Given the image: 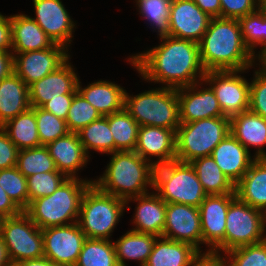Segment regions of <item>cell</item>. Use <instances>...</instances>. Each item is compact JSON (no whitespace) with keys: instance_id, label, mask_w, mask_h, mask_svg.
Instances as JSON below:
<instances>
[{"instance_id":"cell-1","label":"cell","mask_w":266,"mask_h":266,"mask_svg":"<svg viewBox=\"0 0 266 266\" xmlns=\"http://www.w3.org/2000/svg\"><path fill=\"white\" fill-rule=\"evenodd\" d=\"M160 42L127 59L145 81L179 89L204 79L206 71L200 61L198 43L172 36L161 37Z\"/></svg>"},{"instance_id":"cell-2","label":"cell","mask_w":266,"mask_h":266,"mask_svg":"<svg viewBox=\"0 0 266 266\" xmlns=\"http://www.w3.org/2000/svg\"><path fill=\"white\" fill-rule=\"evenodd\" d=\"M199 52L206 72L251 69L257 60L243 42L238 19L212 18Z\"/></svg>"},{"instance_id":"cell-3","label":"cell","mask_w":266,"mask_h":266,"mask_svg":"<svg viewBox=\"0 0 266 266\" xmlns=\"http://www.w3.org/2000/svg\"><path fill=\"white\" fill-rule=\"evenodd\" d=\"M103 175L93 184L102 192L127 200L149 193L153 189L154 168L135 151H116Z\"/></svg>"},{"instance_id":"cell-4","label":"cell","mask_w":266,"mask_h":266,"mask_svg":"<svg viewBox=\"0 0 266 266\" xmlns=\"http://www.w3.org/2000/svg\"><path fill=\"white\" fill-rule=\"evenodd\" d=\"M93 181L67 178L51 195L33 200L24 212L41 230L76 223L82 196Z\"/></svg>"},{"instance_id":"cell-5","label":"cell","mask_w":266,"mask_h":266,"mask_svg":"<svg viewBox=\"0 0 266 266\" xmlns=\"http://www.w3.org/2000/svg\"><path fill=\"white\" fill-rule=\"evenodd\" d=\"M124 109L140 126L172 129L180 126L177 89L161 86L137 95L125 92Z\"/></svg>"},{"instance_id":"cell-6","label":"cell","mask_w":266,"mask_h":266,"mask_svg":"<svg viewBox=\"0 0 266 266\" xmlns=\"http://www.w3.org/2000/svg\"><path fill=\"white\" fill-rule=\"evenodd\" d=\"M124 210L125 200L104 193L91 184L82 196L77 223L86 238L110 240Z\"/></svg>"},{"instance_id":"cell-7","label":"cell","mask_w":266,"mask_h":266,"mask_svg":"<svg viewBox=\"0 0 266 266\" xmlns=\"http://www.w3.org/2000/svg\"><path fill=\"white\" fill-rule=\"evenodd\" d=\"M153 189L166 203L197 208L207 196L191 163L177 160L154 168Z\"/></svg>"},{"instance_id":"cell-8","label":"cell","mask_w":266,"mask_h":266,"mask_svg":"<svg viewBox=\"0 0 266 266\" xmlns=\"http://www.w3.org/2000/svg\"><path fill=\"white\" fill-rule=\"evenodd\" d=\"M229 133V117H212L181 123L176 130L175 160L190 163L197 158L210 156Z\"/></svg>"},{"instance_id":"cell-9","label":"cell","mask_w":266,"mask_h":266,"mask_svg":"<svg viewBox=\"0 0 266 266\" xmlns=\"http://www.w3.org/2000/svg\"><path fill=\"white\" fill-rule=\"evenodd\" d=\"M0 235L14 266L24 260L44 257L42 230L24 211L15 217L3 218Z\"/></svg>"},{"instance_id":"cell-10","label":"cell","mask_w":266,"mask_h":266,"mask_svg":"<svg viewBox=\"0 0 266 266\" xmlns=\"http://www.w3.org/2000/svg\"><path fill=\"white\" fill-rule=\"evenodd\" d=\"M263 212L241 202L237 197L229 204L225 229V253L245 245L266 240Z\"/></svg>"},{"instance_id":"cell-11","label":"cell","mask_w":266,"mask_h":266,"mask_svg":"<svg viewBox=\"0 0 266 266\" xmlns=\"http://www.w3.org/2000/svg\"><path fill=\"white\" fill-rule=\"evenodd\" d=\"M246 70L249 69L207 71L205 74L204 84L212 88L226 117L249 110L250 82L240 75Z\"/></svg>"},{"instance_id":"cell-12","label":"cell","mask_w":266,"mask_h":266,"mask_svg":"<svg viewBox=\"0 0 266 266\" xmlns=\"http://www.w3.org/2000/svg\"><path fill=\"white\" fill-rule=\"evenodd\" d=\"M236 198V193L207 195L199 206L202 244L210 249L206 253H225V229L229 204Z\"/></svg>"},{"instance_id":"cell-13","label":"cell","mask_w":266,"mask_h":266,"mask_svg":"<svg viewBox=\"0 0 266 266\" xmlns=\"http://www.w3.org/2000/svg\"><path fill=\"white\" fill-rule=\"evenodd\" d=\"M69 58L68 49L54 43L44 50L13 53V69L29 87L49 73L56 71Z\"/></svg>"},{"instance_id":"cell-14","label":"cell","mask_w":266,"mask_h":266,"mask_svg":"<svg viewBox=\"0 0 266 266\" xmlns=\"http://www.w3.org/2000/svg\"><path fill=\"white\" fill-rule=\"evenodd\" d=\"M44 257L62 266H75L86 235L78 223L42 229Z\"/></svg>"},{"instance_id":"cell-15","label":"cell","mask_w":266,"mask_h":266,"mask_svg":"<svg viewBox=\"0 0 266 266\" xmlns=\"http://www.w3.org/2000/svg\"><path fill=\"white\" fill-rule=\"evenodd\" d=\"M163 237L193 245L201 253L202 228L199 208L179 203H166Z\"/></svg>"},{"instance_id":"cell-16","label":"cell","mask_w":266,"mask_h":266,"mask_svg":"<svg viewBox=\"0 0 266 266\" xmlns=\"http://www.w3.org/2000/svg\"><path fill=\"white\" fill-rule=\"evenodd\" d=\"M211 19L193 0H172L169 15V36L199 44Z\"/></svg>"},{"instance_id":"cell-17","label":"cell","mask_w":266,"mask_h":266,"mask_svg":"<svg viewBox=\"0 0 266 266\" xmlns=\"http://www.w3.org/2000/svg\"><path fill=\"white\" fill-rule=\"evenodd\" d=\"M36 16L32 18L55 44L70 47L75 23L61 0H33Z\"/></svg>"},{"instance_id":"cell-18","label":"cell","mask_w":266,"mask_h":266,"mask_svg":"<svg viewBox=\"0 0 266 266\" xmlns=\"http://www.w3.org/2000/svg\"><path fill=\"white\" fill-rule=\"evenodd\" d=\"M203 83L202 80L191 86L177 89L181 123L212 117H226L212 88L201 87Z\"/></svg>"},{"instance_id":"cell-19","label":"cell","mask_w":266,"mask_h":266,"mask_svg":"<svg viewBox=\"0 0 266 266\" xmlns=\"http://www.w3.org/2000/svg\"><path fill=\"white\" fill-rule=\"evenodd\" d=\"M69 59L56 71L29 86L31 107H42L50 99L63 94H76L79 77Z\"/></svg>"},{"instance_id":"cell-20","label":"cell","mask_w":266,"mask_h":266,"mask_svg":"<svg viewBox=\"0 0 266 266\" xmlns=\"http://www.w3.org/2000/svg\"><path fill=\"white\" fill-rule=\"evenodd\" d=\"M176 132L155 126H140L135 152L155 167L176 159ZM150 156L158 157L157 161Z\"/></svg>"},{"instance_id":"cell-21","label":"cell","mask_w":266,"mask_h":266,"mask_svg":"<svg viewBox=\"0 0 266 266\" xmlns=\"http://www.w3.org/2000/svg\"><path fill=\"white\" fill-rule=\"evenodd\" d=\"M250 154V151L229 133L214 148L211 156L224 175L235 186L256 159L254 155L251 156Z\"/></svg>"},{"instance_id":"cell-22","label":"cell","mask_w":266,"mask_h":266,"mask_svg":"<svg viewBox=\"0 0 266 266\" xmlns=\"http://www.w3.org/2000/svg\"><path fill=\"white\" fill-rule=\"evenodd\" d=\"M45 147L54 159L57 170L68 178H77L78 170L83 169L90 160L75 132H69Z\"/></svg>"},{"instance_id":"cell-23","label":"cell","mask_w":266,"mask_h":266,"mask_svg":"<svg viewBox=\"0 0 266 266\" xmlns=\"http://www.w3.org/2000/svg\"><path fill=\"white\" fill-rule=\"evenodd\" d=\"M132 201H137L136 203L138 204L135 207L134 218L132 220L135 228L132 227L131 230L162 236L165 225L166 202L154 191L131 197L126 200V205Z\"/></svg>"},{"instance_id":"cell-24","label":"cell","mask_w":266,"mask_h":266,"mask_svg":"<svg viewBox=\"0 0 266 266\" xmlns=\"http://www.w3.org/2000/svg\"><path fill=\"white\" fill-rule=\"evenodd\" d=\"M230 133L248 150L256 147L255 158H266V119L250 110L230 117Z\"/></svg>"},{"instance_id":"cell-25","label":"cell","mask_w":266,"mask_h":266,"mask_svg":"<svg viewBox=\"0 0 266 266\" xmlns=\"http://www.w3.org/2000/svg\"><path fill=\"white\" fill-rule=\"evenodd\" d=\"M77 91L101 116H108L124 109L126 90L114 82L98 80L83 88L78 80Z\"/></svg>"},{"instance_id":"cell-26","label":"cell","mask_w":266,"mask_h":266,"mask_svg":"<svg viewBox=\"0 0 266 266\" xmlns=\"http://www.w3.org/2000/svg\"><path fill=\"white\" fill-rule=\"evenodd\" d=\"M12 53L50 48L54 43L43 29L26 14L11 15Z\"/></svg>"},{"instance_id":"cell-27","label":"cell","mask_w":266,"mask_h":266,"mask_svg":"<svg viewBox=\"0 0 266 266\" xmlns=\"http://www.w3.org/2000/svg\"><path fill=\"white\" fill-rule=\"evenodd\" d=\"M200 253L189 243L158 236L144 266H190Z\"/></svg>"},{"instance_id":"cell-28","label":"cell","mask_w":266,"mask_h":266,"mask_svg":"<svg viewBox=\"0 0 266 266\" xmlns=\"http://www.w3.org/2000/svg\"><path fill=\"white\" fill-rule=\"evenodd\" d=\"M236 197L260 211L266 209V158H256L235 185Z\"/></svg>"},{"instance_id":"cell-29","label":"cell","mask_w":266,"mask_h":266,"mask_svg":"<svg viewBox=\"0 0 266 266\" xmlns=\"http://www.w3.org/2000/svg\"><path fill=\"white\" fill-rule=\"evenodd\" d=\"M30 107L29 87L15 72L0 81V127Z\"/></svg>"},{"instance_id":"cell-30","label":"cell","mask_w":266,"mask_h":266,"mask_svg":"<svg viewBox=\"0 0 266 266\" xmlns=\"http://www.w3.org/2000/svg\"><path fill=\"white\" fill-rule=\"evenodd\" d=\"M158 236L129 230L114 241L115 254L119 266H127L126 260H135L144 266Z\"/></svg>"},{"instance_id":"cell-31","label":"cell","mask_w":266,"mask_h":266,"mask_svg":"<svg viewBox=\"0 0 266 266\" xmlns=\"http://www.w3.org/2000/svg\"><path fill=\"white\" fill-rule=\"evenodd\" d=\"M1 128L19 150L42 146L38 136L34 107L8 120Z\"/></svg>"},{"instance_id":"cell-32","label":"cell","mask_w":266,"mask_h":266,"mask_svg":"<svg viewBox=\"0 0 266 266\" xmlns=\"http://www.w3.org/2000/svg\"><path fill=\"white\" fill-rule=\"evenodd\" d=\"M190 163L207 195L235 193V186L224 175L211 155L197 158Z\"/></svg>"},{"instance_id":"cell-33","label":"cell","mask_w":266,"mask_h":266,"mask_svg":"<svg viewBox=\"0 0 266 266\" xmlns=\"http://www.w3.org/2000/svg\"><path fill=\"white\" fill-rule=\"evenodd\" d=\"M109 127L114 139V152L134 151L140 125L125 110L108 115Z\"/></svg>"},{"instance_id":"cell-34","label":"cell","mask_w":266,"mask_h":266,"mask_svg":"<svg viewBox=\"0 0 266 266\" xmlns=\"http://www.w3.org/2000/svg\"><path fill=\"white\" fill-rule=\"evenodd\" d=\"M77 133L87 155L90 154L89 150L107 155L114 153V139L108 116H101Z\"/></svg>"},{"instance_id":"cell-35","label":"cell","mask_w":266,"mask_h":266,"mask_svg":"<svg viewBox=\"0 0 266 266\" xmlns=\"http://www.w3.org/2000/svg\"><path fill=\"white\" fill-rule=\"evenodd\" d=\"M238 22L245 46L258 61L266 53V15L258 9L239 18ZM258 45L261 50L255 54Z\"/></svg>"},{"instance_id":"cell-36","label":"cell","mask_w":266,"mask_h":266,"mask_svg":"<svg viewBox=\"0 0 266 266\" xmlns=\"http://www.w3.org/2000/svg\"><path fill=\"white\" fill-rule=\"evenodd\" d=\"M75 266H119L114 243L107 239L87 238Z\"/></svg>"},{"instance_id":"cell-37","label":"cell","mask_w":266,"mask_h":266,"mask_svg":"<svg viewBox=\"0 0 266 266\" xmlns=\"http://www.w3.org/2000/svg\"><path fill=\"white\" fill-rule=\"evenodd\" d=\"M16 168L26 178L36 173L58 171L45 146L19 150Z\"/></svg>"},{"instance_id":"cell-38","label":"cell","mask_w":266,"mask_h":266,"mask_svg":"<svg viewBox=\"0 0 266 266\" xmlns=\"http://www.w3.org/2000/svg\"><path fill=\"white\" fill-rule=\"evenodd\" d=\"M139 13L158 32L159 37L169 36V15L172 0H135Z\"/></svg>"},{"instance_id":"cell-39","label":"cell","mask_w":266,"mask_h":266,"mask_svg":"<svg viewBox=\"0 0 266 266\" xmlns=\"http://www.w3.org/2000/svg\"><path fill=\"white\" fill-rule=\"evenodd\" d=\"M0 186L22 211L28 208L29 193L27 178L16 166L0 170Z\"/></svg>"},{"instance_id":"cell-40","label":"cell","mask_w":266,"mask_h":266,"mask_svg":"<svg viewBox=\"0 0 266 266\" xmlns=\"http://www.w3.org/2000/svg\"><path fill=\"white\" fill-rule=\"evenodd\" d=\"M38 136L42 146L69 133L66 121L41 107H34Z\"/></svg>"},{"instance_id":"cell-41","label":"cell","mask_w":266,"mask_h":266,"mask_svg":"<svg viewBox=\"0 0 266 266\" xmlns=\"http://www.w3.org/2000/svg\"><path fill=\"white\" fill-rule=\"evenodd\" d=\"M100 117V113L77 92L73 97L65 121L68 131L77 133Z\"/></svg>"},{"instance_id":"cell-42","label":"cell","mask_w":266,"mask_h":266,"mask_svg":"<svg viewBox=\"0 0 266 266\" xmlns=\"http://www.w3.org/2000/svg\"><path fill=\"white\" fill-rule=\"evenodd\" d=\"M224 254L226 266H266V240L241 246Z\"/></svg>"},{"instance_id":"cell-43","label":"cell","mask_w":266,"mask_h":266,"mask_svg":"<svg viewBox=\"0 0 266 266\" xmlns=\"http://www.w3.org/2000/svg\"><path fill=\"white\" fill-rule=\"evenodd\" d=\"M67 178L59 171L36 173L27 177L29 204L37 198L51 195Z\"/></svg>"},{"instance_id":"cell-44","label":"cell","mask_w":266,"mask_h":266,"mask_svg":"<svg viewBox=\"0 0 266 266\" xmlns=\"http://www.w3.org/2000/svg\"><path fill=\"white\" fill-rule=\"evenodd\" d=\"M250 82L249 110L266 119V68L261 64Z\"/></svg>"},{"instance_id":"cell-45","label":"cell","mask_w":266,"mask_h":266,"mask_svg":"<svg viewBox=\"0 0 266 266\" xmlns=\"http://www.w3.org/2000/svg\"><path fill=\"white\" fill-rule=\"evenodd\" d=\"M260 0H220L221 18L239 19L259 9Z\"/></svg>"},{"instance_id":"cell-46","label":"cell","mask_w":266,"mask_h":266,"mask_svg":"<svg viewBox=\"0 0 266 266\" xmlns=\"http://www.w3.org/2000/svg\"><path fill=\"white\" fill-rule=\"evenodd\" d=\"M19 149L0 127V170L16 166Z\"/></svg>"},{"instance_id":"cell-47","label":"cell","mask_w":266,"mask_h":266,"mask_svg":"<svg viewBox=\"0 0 266 266\" xmlns=\"http://www.w3.org/2000/svg\"><path fill=\"white\" fill-rule=\"evenodd\" d=\"M75 94H63L61 97L50 99L41 108L54 114L63 120H66L71 102Z\"/></svg>"},{"instance_id":"cell-48","label":"cell","mask_w":266,"mask_h":266,"mask_svg":"<svg viewBox=\"0 0 266 266\" xmlns=\"http://www.w3.org/2000/svg\"><path fill=\"white\" fill-rule=\"evenodd\" d=\"M0 51L12 52L11 15L4 16L0 13Z\"/></svg>"},{"instance_id":"cell-49","label":"cell","mask_w":266,"mask_h":266,"mask_svg":"<svg viewBox=\"0 0 266 266\" xmlns=\"http://www.w3.org/2000/svg\"><path fill=\"white\" fill-rule=\"evenodd\" d=\"M23 211L7 195L6 191L0 186V215L3 218L15 217Z\"/></svg>"},{"instance_id":"cell-50","label":"cell","mask_w":266,"mask_h":266,"mask_svg":"<svg viewBox=\"0 0 266 266\" xmlns=\"http://www.w3.org/2000/svg\"><path fill=\"white\" fill-rule=\"evenodd\" d=\"M190 266H226V260L222 254L203 252L199 254Z\"/></svg>"},{"instance_id":"cell-51","label":"cell","mask_w":266,"mask_h":266,"mask_svg":"<svg viewBox=\"0 0 266 266\" xmlns=\"http://www.w3.org/2000/svg\"><path fill=\"white\" fill-rule=\"evenodd\" d=\"M194 3L211 18L221 17L220 0H193Z\"/></svg>"},{"instance_id":"cell-52","label":"cell","mask_w":266,"mask_h":266,"mask_svg":"<svg viewBox=\"0 0 266 266\" xmlns=\"http://www.w3.org/2000/svg\"><path fill=\"white\" fill-rule=\"evenodd\" d=\"M13 69V53L9 51H0V81L8 77Z\"/></svg>"},{"instance_id":"cell-53","label":"cell","mask_w":266,"mask_h":266,"mask_svg":"<svg viewBox=\"0 0 266 266\" xmlns=\"http://www.w3.org/2000/svg\"><path fill=\"white\" fill-rule=\"evenodd\" d=\"M15 266H62L50 261L46 257H40L36 259L24 260L17 263Z\"/></svg>"},{"instance_id":"cell-54","label":"cell","mask_w":266,"mask_h":266,"mask_svg":"<svg viewBox=\"0 0 266 266\" xmlns=\"http://www.w3.org/2000/svg\"><path fill=\"white\" fill-rule=\"evenodd\" d=\"M0 266H14L4 243L3 237L0 235Z\"/></svg>"},{"instance_id":"cell-55","label":"cell","mask_w":266,"mask_h":266,"mask_svg":"<svg viewBox=\"0 0 266 266\" xmlns=\"http://www.w3.org/2000/svg\"><path fill=\"white\" fill-rule=\"evenodd\" d=\"M259 9L266 15V0H260Z\"/></svg>"},{"instance_id":"cell-56","label":"cell","mask_w":266,"mask_h":266,"mask_svg":"<svg viewBox=\"0 0 266 266\" xmlns=\"http://www.w3.org/2000/svg\"><path fill=\"white\" fill-rule=\"evenodd\" d=\"M258 61L266 68V53Z\"/></svg>"},{"instance_id":"cell-57","label":"cell","mask_w":266,"mask_h":266,"mask_svg":"<svg viewBox=\"0 0 266 266\" xmlns=\"http://www.w3.org/2000/svg\"><path fill=\"white\" fill-rule=\"evenodd\" d=\"M263 218H264V228L266 231V209L263 211Z\"/></svg>"},{"instance_id":"cell-58","label":"cell","mask_w":266,"mask_h":266,"mask_svg":"<svg viewBox=\"0 0 266 266\" xmlns=\"http://www.w3.org/2000/svg\"><path fill=\"white\" fill-rule=\"evenodd\" d=\"M2 219L3 217L0 215V228H1Z\"/></svg>"}]
</instances>
